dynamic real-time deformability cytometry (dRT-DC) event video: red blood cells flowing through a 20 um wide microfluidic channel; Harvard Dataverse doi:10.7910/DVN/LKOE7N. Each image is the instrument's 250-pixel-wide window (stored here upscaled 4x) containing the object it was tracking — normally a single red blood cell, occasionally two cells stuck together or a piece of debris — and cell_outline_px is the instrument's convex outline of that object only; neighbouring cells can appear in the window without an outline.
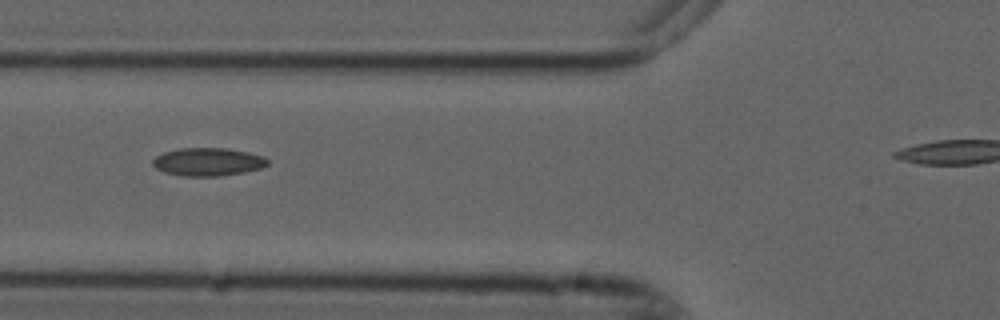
{"species": "common noctule bat (a hibernating species)", "species_latin": "Nyctalus noctula", "temperature_condition": "cold", "stored_images_in_passage": 8, "camera_frame_rate_fps": 3000, "um_per_image_px": 0.085, "animal": {"sex": "male", "forearm_length_mm": 52.5}, "frame": {"image": 1, "passage_image": 3, "time_ms": 0.667, "image_size_px": [1000, 320], "cell_outline_px": [[268, 164], [260, 168], [244, 172], [220, 176], [184, 176], [164, 172], [156, 168], [152, 164], [152, 160], [156, 156], [164, 152], [180, 148], [228, 148], [248, 152], [264, 156], [268, 160]], "centroid_in_image_um": [17.67, 13.75], "position_along_channel_um": 108.1, "area_um2": 18.79}}
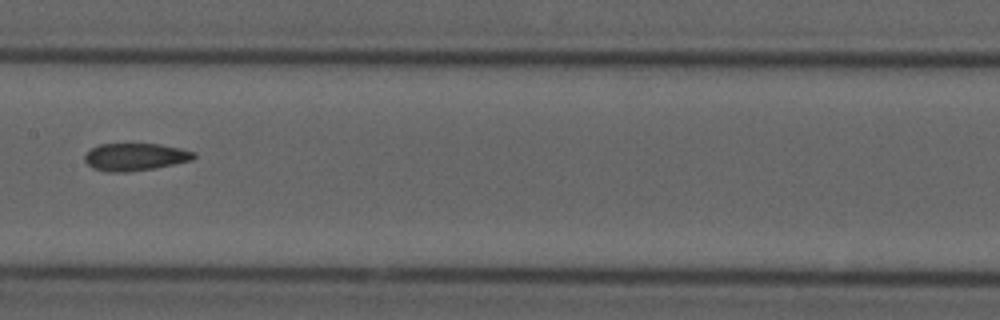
{"frame": {"image": 2, "passage_image": 5, "time_ms": 1.333, "image_size_px": [1000, 320], "cell_outline_px": [[196, 156], [192, 160], [152, 168], [128, 172], [108, 172], [92, 168], [84, 160], [84, 156], [92, 148], [100, 144], [160, 144], [180, 148], [196, 152]], "centroid_in_image_um": [11.48, 13.33], "position_along_channel_um": 195.9, "area_um2": 17.34}}
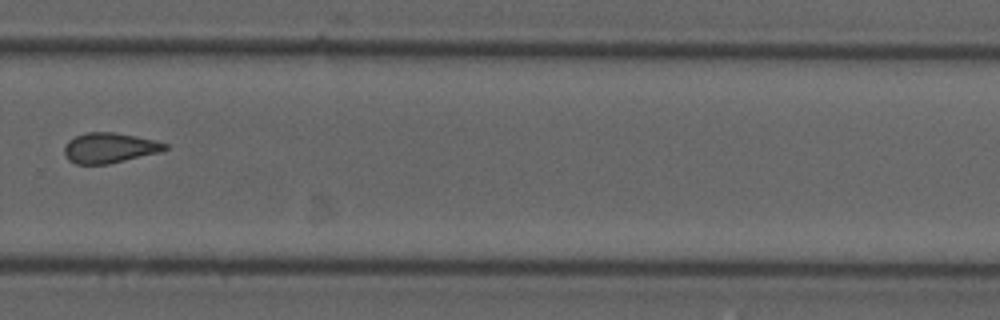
{"frame": {"image": 3, "passage_image": 8, "time_ms": 2.333, "image_size_px": [1000, 320], "cell_outline_px": [[168, 148], [160, 152], [108, 164], [76, 164], [68, 160], [64, 152], [64, 148], [68, 140], [76, 136], [88, 132], [112, 132], [136, 136], [156, 140], [168, 144]], "centroid_in_image_um": [9.31, 12.57], "position_along_channel_um": 320.5, "area_um2": 17.69}}